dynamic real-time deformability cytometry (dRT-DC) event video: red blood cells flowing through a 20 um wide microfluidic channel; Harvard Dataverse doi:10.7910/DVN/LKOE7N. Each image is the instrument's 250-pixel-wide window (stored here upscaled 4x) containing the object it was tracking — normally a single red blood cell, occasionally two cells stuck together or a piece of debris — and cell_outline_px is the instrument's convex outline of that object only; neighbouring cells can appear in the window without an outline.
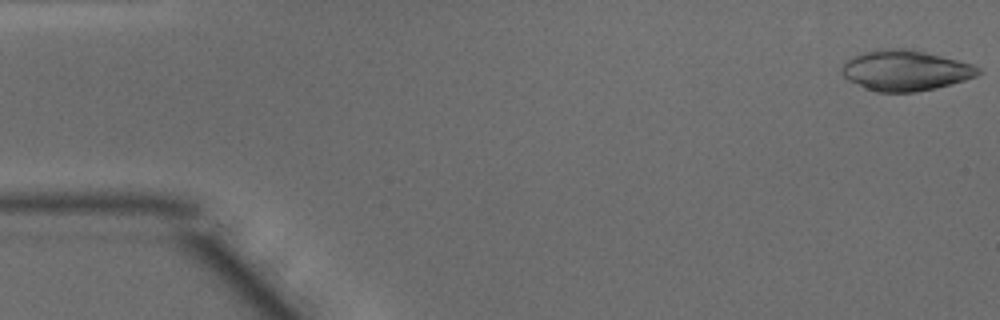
{"species": "common noctule bat (a hibernating species)", "species_latin": "Nyctalus noctula", "temperature_condition": "warm", "stored_images_in_passage": 2, "camera_frame_rate_fps": 3000, "um_per_image_px": 0.085, "animal": {"sex": "male", "body_mass_g": 15.6}, "frame": {"image": 1, "passage_image": 1, "time_ms": 0.0, "image_size_px": [1000, 320], "cell_outline_px": [[980, 72], [976, 76], [964, 80], [936, 88], [916, 92], [876, 92], [864, 88], [848, 80], [840, 72], [840, 68], [844, 60], [864, 52], [880, 48], [908, 48], [972, 64], [980, 68]], "centroid_in_image_um": [76.89, 5.99], "position_along_channel_um": 8.1, "area_um2": 32.25}}